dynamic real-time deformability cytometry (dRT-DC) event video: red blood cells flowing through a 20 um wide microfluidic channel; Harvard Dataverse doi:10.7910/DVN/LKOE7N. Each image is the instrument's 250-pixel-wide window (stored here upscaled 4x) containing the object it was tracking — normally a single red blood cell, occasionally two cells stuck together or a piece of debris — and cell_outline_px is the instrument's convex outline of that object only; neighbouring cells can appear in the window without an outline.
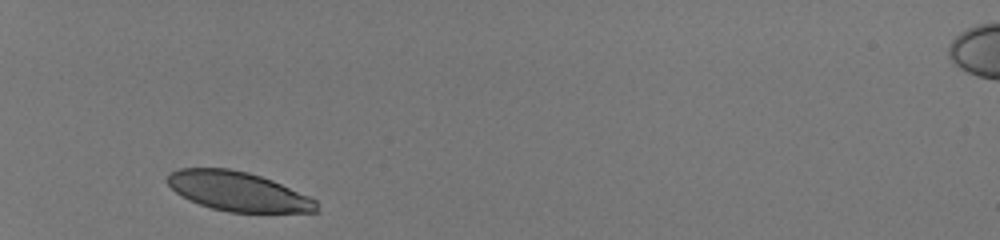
{"species": "human", "species_latin": "Homo sapiens", "temperature_condition": "room temperature", "stored_images_in_passage": 29, "camera_frame_rate_fps": 3000, "um_per_image_px": 0.085, "donor": {"sex": "male"}, "frame": {"image": 1, "passage_image": 1, "time_ms": 0.0, "image_size_px": [1000, 240], "cell_outline_px": [[320, 212], [228, 212], [212, 208], [188, 200], [180, 196], [168, 184], [168, 176], [172, 172], [180, 168], [228, 168], [248, 172], [272, 180], [308, 196], [316, 200]], "centroid_in_image_um": [20.24, 16.27], "position_along_channel_um": 64.8, "area_um2": 33.99}}
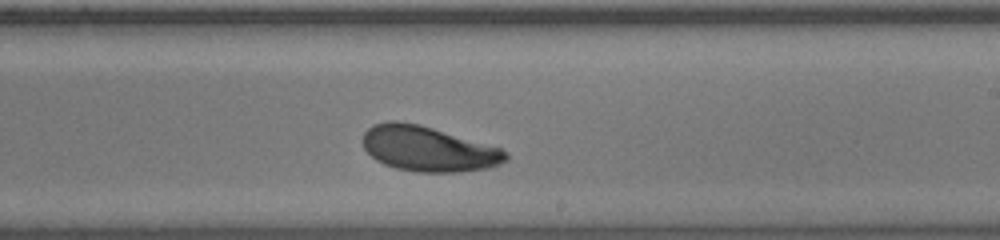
{"frame": {"image": 2, "passage_image": 17, "time_ms": 5.333, "image_size_px": [1000, 240], "cell_outline_px": [[508, 160], [488, 168], [460, 172], [416, 172], [396, 168], [384, 164], [376, 160], [364, 148], [364, 132], [372, 124], [388, 120], [396, 120], [420, 124], [500, 148], [508, 156]], "centroid_in_image_um": [36.36, 12.64], "position_along_channel_um": 252.6, "area_um2": 37.45}}
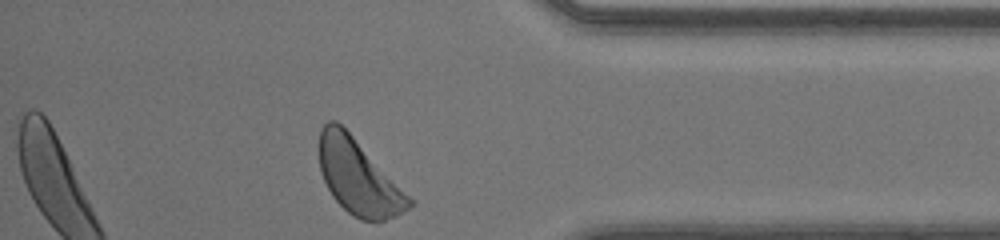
{"frame": {"image": 3, "passage_image": 29, "time_ms": 9.333, "image_size_px": [1000, 240], "cell_outline_px": [[416, 204], [396, 216], [384, 220], [360, 220], [352, 216], [332, 196], [320, 172], [320, 128], [328, 120], [336, 120], [416, 200]], "centroid_in_image_um": [30.51, 15.08], "position_along_channel_um": 404.7, "area_um2": 39.13}, "authors_computed_cell_mechanics": {"area_um2": 37.281, "velocity_mm_per_s": 4.0568, "shape_relaxation_time_tau1_ms": 1.8654, "shape_relaxation_time_tau2_ms": null, "deformation_change_tau1": 0.1168, "deformation_change_tau2": null}}